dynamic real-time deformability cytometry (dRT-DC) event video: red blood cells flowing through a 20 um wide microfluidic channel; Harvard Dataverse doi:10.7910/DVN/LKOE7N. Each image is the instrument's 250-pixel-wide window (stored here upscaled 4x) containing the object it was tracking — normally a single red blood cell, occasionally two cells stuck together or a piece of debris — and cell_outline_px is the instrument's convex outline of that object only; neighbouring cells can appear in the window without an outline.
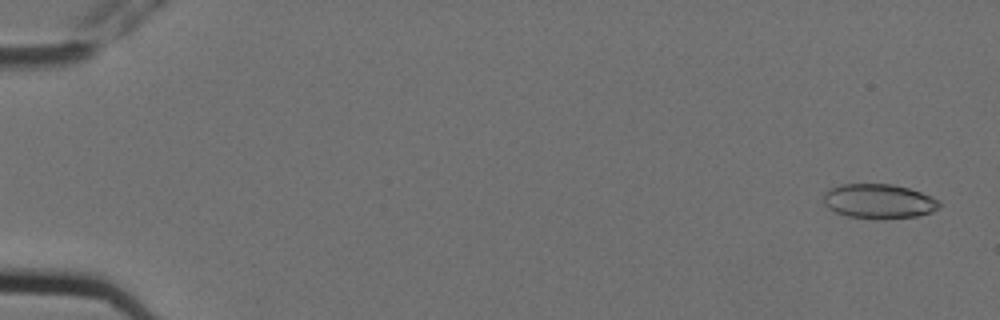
{"species": "Egyptian fruit bat (a non-hibernating species)", "species_latin": "Rousettus aegyptiacus", "temperature_condition": "cold", "stored_images_in_passage": 5, "camera_frame_rate_fps": 3000, "um_per_image_px": 0.085, "animal": {"sex": "female"}, "frame": {"image": 1, "passage_image": 1, "time_ms": 0.0, "image_size_px": [1000, 320], "cell_outline_px": [[940, 208], [932, 212], [916, 216], [880, 220], [848, 216], [836, 212], [828, 208], [824, 204], [824, 192], [828, 188], [840, 184], [892, 184], [908, 188], [932, 196], [940, 200]], "centroid_in_image_um": [74.7, 17.11], "position_along_channel_um": 10.3, "area_um2": 23.64}}
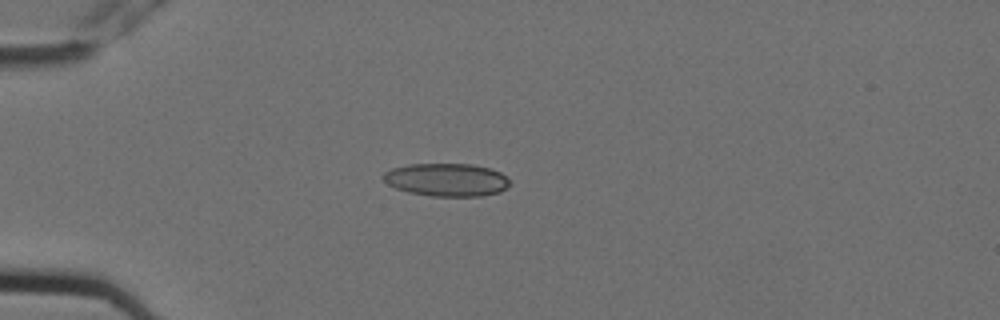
{"frame": {"image": 2, "passage_image": 5, "time_ms": 1.333, "image_size_px": [1000, 320], "cell_outline_px": [[512, 184], [500, 192], [480, 196], [432, 196], [408, 192], [396, 188], [388, 184], [380, 176], [384, 172], [392, 168], [412, 164], [472, 164], [492, 168], [500, 172], [512, 180]], "centroid_in_image_um": [38.0, 15.28], "position_along_channel_um": 47.0, "area_um2": 24.57}}